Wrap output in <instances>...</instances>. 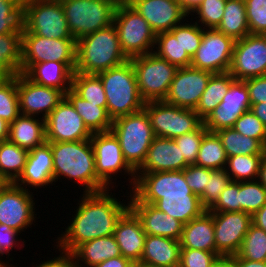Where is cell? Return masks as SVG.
Instances as JSON below:
<instances>
[{"label":"cell","instance_id":"obj_1","mask_svg":"<svg viewBox=\"0 0 266 267\" xmlns=\"http://www.w3.org/2000/svg\"><path fill=\"white\" fill-rule=\"evenodd\" d=\"M113 190L81 193L79 199H76L78 203L74 215L68 219L70 221L66 223L68 225L62 228L65 231L61 230L59 237L53 240L54 244L56 243L52 244L53 251L60 249L72 253L85 242L113 235L118 219L129 208L130 197V192L127 191L117 198L115 190L114 193L110 192ZM120 197H127V201L124 199L121 201Z\"/></svg>","mask_w":266,"mask_h":267},{"label":"cell","instance_id":"obj_2","mask_svg":"<svg viewBox=\"0 0 266 267\" xmlns=\"http://www.w3.org/2000/svg\"><path fill=\"white\" fill-rule=\"evenodd\" d=\"M54 183L62 179L82 186L83 193L108 189L95 171V155L90 139L74 142H51ZM62 177V179H61ZM80 185V186H79Z\"/></svg>","mask_w":266,"mask_h":267},{"label":"cell","instance_id":"obj_3","mask_svg":"<svg viewBox=\"0 0 266 267\" xmlns=\"http://www.w3.org/2000/svg\"><path fill=\"white\" fill-rule=\"evenodd\" d=\"M127 60L120 48L114 24L77 40L75 72L98 74Z\"/></svg>","mask_w":266,"mask_h":267},{"label":"cell","instance_id":"obj_4","mask_svg":"<svg viewBox=\"0 0 266 267\" xmlns=\"http://www.w3.org/2000/svg\"><path fill=\"white\" fill-rule=\"evenodd\" d=\"M107 99V113L112 121L144 108L131 59L97 74Z\"/></svg>","mask_w":266,"mask_h":267},{"label":"cell","instance_id":"obj_5","mask_svg":"<svg viewBox=\"0 0 266 267\" xmlns=\"http://www.w3.org/2000/svg\"><path fill=\"white\" fill-rule=\"evenodd\" d=\"M110 131L118 139L127 163L137 171L155 137L145 109L114 119Z\"/></svg>","mask_w":266,"mask_h":267},{"label":"cell","instance_id":"obj_6","mask_svg":"<svg viewBox=\"0 0 266 267\" xmlns=\"http://www.w3.org/2000/svg\"><path fill=\"white\" fill-rule=\"evenodd\" d=\"M90 141L95 155L97 178L108 189H113L114 187L116 189L119 186L116 184L117 177L120 176L119 178L121 179V176L125 175L124 179L126 180V176L129 177L127 178L129 182L127 180L123 182L129 183L126 185L128 190L130 189L129 191H131L136 183V171L125 160L116 136L111 131L92 133Z\"/></svg>","mask_w":266,"mask_h":267},{"label":"cell","instance_id":"obj_7","mask_svg":"<svg viewBox=\"0 0 266 267\" xmlns=\"http://www.w3.org/2000/svg\"><path fill=\"white\" fill-rule=\"evenodd\" d=\"M113 24L116 27L120 48L128 59L154 51L155 32L127 2H118Z\"/></svg>","mask_w":266,"mask_h":267},{"label":"cell","instance_id":"obj_8","mask_svg":"<svg viewBox=\"0 0 266 267\" xmlns=\"http://www.w3.org/2000/svg\"><path fill=\"white\" fill-rule=\"evenodd\" d=\"M68 29L77 41L113 24L119 0H60Z\"/></svg>","mask_w":266,"mask_h":267},{"label":"cell","instance_id":"obj_9","mask_svg":"<svg viewBox=\"0 0 266 267\" xmlns=\"http://www.w3.org/2000/svg\"><path fill=\"white\" fill-rule=\"evenodd\" d=\"M22 32L49 39H74L60 0H23Z\"/></svg>","mask_w":266,"mask_h":267},{"label":"cell","instance_id":"obj_10","mask_svg":"<svg viewBox=\"0 0 266 267\" xmlns=\"http://www.w3.org/2000/svg\"><path fill=\"white\" fill-rule=\"evenodd\" d=\"M142 100L164 101L178 67L159 58L154 52L131 58Z\"/></svg>","mask_w":266,"mask_h":267},{"label":"cell","instance_id":"obj_11","mask_svg":"<svg viewBox=\"0 0 266 267\" xmlns=\"http://www.w3.org/2000/svg\"><path fill=\"white\" fill-rule=\"evenodd\" d=\"M77 41L49 39L31 32H22L21 73L39 62L65 63L73 72L76 67Z\"/></svg>","mask_w":266,"mask_h":267},{"label":"cell","instance_id":"obj_12","mask_svg":"<svg viewBox=\"0 0 266 267\" xmlns=\"http://www.w3.org/2000/svg\"><path fill=\"white\" fill-rule=\"evenodd\" d=\"M155 136L174 139L196 130L203 120L193 110L168 104L164 101H151L144 104Z\"/></svg>","mask_w":266,"mask_h":267},{"label":"cell","instance_id":"obj_13","mask_svg":"<svg viewBox=\"0 0 266 267\" xmlns=\"http://www.w3.org/2000/svg\"><path fill=\"white\" fill-rule=\"evenodd\" d=\"M33 193L35 192L9 182L0 191V224H5L20 233L27 232L28 228L32 229V224L35 227L34 223L39 218L36 212L37 203L34 202V196L37 194Z\"/></svg>","mask_w":266,"mask_h":267},{"label":"cell","instance_id":"obj_14","mask_svg":"<svg viewBox=\"0 0 266 267\" xmlns=\"http://www.w3.org/2000/svg\"><path fill=\"white\" fill-rule=\"evenodd\" d=\"M195 195L181 171L142 173L130 191L129 202L153 205L162 196Z\"/></svg>","mask_w":266,"mask_h":267},{"label":"cell","instance_id":"obj_15","mask_svg":"<svg viewBox=\"0 0 266 267\" xmlns=\"http://www.w3.org/2000/svg\"><path fill=\"white\" fill-rule=\"evenodd\" d=\"M228 72L239 81L266 75L265 38L260 34H249L235 40Z\"/></svg>","mask_w":266,"mask_h":267},{"label":"cell","instance_id":"obj_16","mask_svg":"<svg viewBox=\"0 0 266 267\" xmlns=\"http://www.w3.org/2000/svg\"><path fill=\"white\" fill-rule=\"evenodd\" d=\"M235 40L217 29H204L199 48L190 66L213 74L228 72Z\"/></svg>","mask_w":266,"mask_h":267},{"label":"cell","instance_id":"obj_17","mask_svg":"<svg viewBox=\"0 0 266 267\" xmlns=\"http://www.w3.org/2000/svg\"><path fill=\"white\" fill-rule=\"evenodd\" d=\"M210 213L213 215L216 253L226 260L239 251L252 224V215L242 211Z\"/></svg>","mask_w":266,"mask_h":267},{"label":"cell","instance_id":"obj_18","mask_svg":"<svg viewBox=\"0 0 266 267\" xmlns=\"http://www.w3.org/2000/svg\"><path fill=\"white\" fill-rule=\"evenodd\" d=\"M46 142L90 139L92 133L70 102L64 98L45 119Z\"/></svg>","mask_w":266,"mask_h":267},{"label":"cell","instance_id":"obj_19","mask_svg":"<svg viewBox=\"0 0 266 267\" xmlns=\"http://www.w3.org/2000/svg\"><path fill=\"white\" fill-rule=\"evenodd\" d=\"M212 75L192 66L178 68L164 102L195 110Z\"/></svg>","mask_w":266,"mask_h":267},{"label":"cell","instance_id":"obj_20","mask_svg":"<svg viewBox=\"0 0 266 267\" xmlns=\"http://www.w3.org/2000/svg\"><path fill=\"white\" fill-rule=\"evenodd\" d=\"M17 94L20 114L42 119L65 98L61 90L35 84L22 73L17 75Z\"/></svg>","mask_w":266,"mask_h":267},{"label":"cell","instance_id":"obj_21","mask_svg":"<svg viewBox=\"0 0 266 267\" xmlns=\"http://www.w3.org/2000/svg\"><path fill=\"white\" fill-rule=\"evenodd\" d=\"M250 108L249 91L245 82L235 80L220 104L203 121L204 126L210 132L233 128L236 120Z\"/></svg>","mask_w":266,"mask_h":267},{"label":"cell","instance_id":"obj_22","mask_svg":"<svg viewBox=\"0 0 266 267\" xmlns=\"http://www.w3.org/2000/svg\"><path fill=\"white\" fill-rule=\"evenodd\" d=\"M127 3L148 22L155 34L171 31L189 17L177 0H129Z\"/></svg>","mask_w":266,"mask_h":267},{"label":"cell","instance_id":"obj_23","mask_svg":"<svg viewBox=\"0 0 266 267\" xmlns=\"http://www.w3.org/2000/svg\"><path fill=\"white\" fill-rule=\"evenodd\" d=\"M14 183L26 190L36 191V194L37 189L43 187L45 190L48 186L50 188L56 184L53 175L51 142H45L29 151L24 170Z\"/></svg>","mask_w":266,"mask_h":267},{"label":"cell","instance_id":"obj_24","mask_svg":"<svg viewBox=\"0 0 266 267\" xmlns=\"http://www.w3.org/2000/svg\"><path fill=\"white\" fill-rule=\"evenodd\" d=\"M188 165L174 139L155 136L136 179L142 173L181 171Z\"/></svg>","mask_w":266,"mask_h":267},{"label":"cell","instance_id":"obj_25","mask_svg":"<svg viewBox=\"0 0 266 267\" xmlns=\"http://www.w3.org/2000/svg\"><path fill=\"white\" fill-rule=\"evenodd\" d=\"M129 208L139 218L146 235L180 240L183 223L145 202H129Z\"/></svg>","mask_w":266,"mask_h":267},{"label":"cell","instance_id":"obj_26","mask_svg":"<svg viewBox=\"0 0 266 267\" xmlns=\"http://www.w3.org/2000/svg\"><path fill=\"white\" fill-rule=\"evenodd\" d=\"M113 236L123 257L133 263L140 262L146 233L139 218L130 208L118 219Z\"/></svg>","mask_w":266,"mask_h":267},{"label":"cell","instance_id":"obj_27","mask_svg":"<svg viewBox=\"0 0 266 267\" xmlns=\"http://www.w3.org/2000/svg\"><path fill=\"white\" fill-rule=\"evenodd\" d=\"M180 247L216 253L213 215L206 210L202 215L183 225Z\"/></svg>","mask_w":266,"mask_h":267},{"label":"cell","instance_id":"obj_28","mask_svg":"<svg viewBox=\"0 0 266 267\" xmlns=\"http://www.w3.org/2000/svg\"><path fill=\"white\" fill-rule=\"evenodd\" d=\"M75 267H96L101 262L121 256L113 235L92 239L71 253Z\"/></svg>","mask_w":266,"mask_h":267},{"label":"cell","instance_id":"obj_29","mask_svg":"<svg viewBox=\"0 0 266 267\" xmlns=\"http://www.w3.org/2000/svg\"><path fill=\"white\" fill-rule=\"evenodd\" d=\"M180 253L178 240L146 235L140 262L160 267H179Z\"/></svg>","mask_w":266,"mask_h":267},{"label":"cell","instance_id":"obj_30","mask_svg":"<svg viewBox=\"0 0 266 267\" xmlns=\"http://www.w3.org/2000/svg\"><path fill=\"white\" fill-rule=\"evenodd\" d=\"M8 140L28 151L46 142L45 119L19 115L9 124Z\"/></svg>","mask_w":266,"mask_h":267},{"label":"cell","instance_id":"obj_31","mask_svg":"<svg viewBox=\"0 0 266 267\" xmlns=\"http://www.w3.org/2000/svg\"><path fill=\"white\" fill-rule=\"evenodd\" d=\"M74 72L60 62L33 64L24 75L35 84L61 90L64 94L71 89Z\"/></svg>","mask_w":266,"mask_h":267},{"label":"cell","instance_id":"obj_32","mask_svg":"<svg viewBox=\"0 0 266 267\" xmlns=\"http://www.w3.org/2000/svg\"><path fill=\"white\" fill-rule=\"evenodd\" d=\"M153 206L183 224H187L206 211L197 195L162 196Z\"/></svg>","mask_w":266,"mask_h":267},{"label":"cell","instance_id":"obj_33","mask_svg":"<svg viewBox=\"0 0 266 267\" xmlns=\"http://www.w3.org/2000/svg\"><path fill=\"white\" fill-rule=\"evenodd\" d=\"M65 98L82 117L85 126L91 133L110 131L113 121L104 107H99L96 106V104L89 103L78 96L72 89H69L65 93Z\"/></svg>","mask_w":266,"mask_h":267},{"label":"cell","instance_id":"obj_34","mask_svg":"<svg viewBox=\"0 0 266 267\" xmlns=\"http://www.w3.org/2000/svg\"><path fill=\"white\" fill-rule=\"evenodd\" d=\"M234 81L235 79L229 72L213 74L210 77L199 104L194 110L203 121L220 104Z\"/></svg>","mask_w":266,"mask_h":267},{"label":"cell","instance_id":"obj_35","mask_svg":"<svg viewBox=\"0 0 266 267\" xmlns=\"http://www.w3.org/2000/svg\"><path fill=\"white\" fill-rule=\"evenodd\" d=\"M217 30L234 40L250 34L245 0H226L223 18Z\"/></svg>","mask_w":266,"mask_h":267},{"label":"cell","instance_id":"obj_36","mask_svg":"<svg viewBox=\"0 0 266 267\" xmlns=\"http://www.w3.org/2000/svg\"><path fill=\"white\" fill-rule=\"evenodd\" d=\"M22 26L15 33L0 35V75L21 74Z\"/></svg>","mask_w":266,"mask_h":267},{"label":"cell","instance_id":"obj_37","mask_svg":"<svg viewBox=\"0 0 266 267\" xmlns=\"http://www.w3.org/2000/svg\"><path fill=\"white\" fill-rule=\"evenodd\" d=\"M216 133L228 157L266 153V147L259 140L244 136L234 128L221 129Z\"/></svg>","mask_w":266,"mask_h":267},{"label":"cell","instance_id":"obj_38","mask_svg":"<svg viewBox=\"0 0 266 267\" xmlns=\"http://www.w3.org/2000/svg\"><path fill=\"white\" fill-rule=\"evenodd\" d=\"M29 151L5 140L0 142V173L9 181L15 182L22 174Z\"/></svg>","mask_w":266,"mask_h":267},{"label":"cell","instance_id":"obj_39","mask_svg":"<svg viewBox=\"0 0 266 267\" xmlns=\"http://www.w3.org/2000/svg\"><path fill=\"white\" fill-rule=\"evenodd\" d=\"M227 158L217 133L207 131L203 136L195 164L213 170L223 169L226 167Z\"/></svg>","mask_w":266,"mask_h":267},{"label":"cell","instance_id":"obj_40","mask_svg":"<svg viewBox=\"0 0 266 267\" xmlns=\"http://www.w3.org/2000/svg\"><path fill=\"white\" fill-rule=\"evenodd\" d=\"M71 89L82 99L107 110L105 90L97 74L74 72Z\"/></svg>","mask_w":266,"mask_h":267},{"label":"cell","instance_id":"obj_41","mask_svg":"<svg viewBox=\"0 0 266 267\" xmlns=\"http://www.w3.org/2000/svg\"><path fill=\"white\" fill-rule=\"evenodd\" d=\"M153 52L178 68L188 67L191 64V58L183 52L180 45V35H173L170 31L156 34Z\"/></svg>","mask_w":266,"mask_h":267},{"label":"cell","instance_id":"obj_42","mask_svg":"<svg viewBox=\"0 0 266 267\" xmlns=\"http://www.w3.org/2000/svg\"><path fill=\"white\" fill-rule=\"evenodd\" d=\"M263 156L264 154L230 156L227 158L226 172L235 182L257 180Z\"/></svg>","mask_w":266,"mask_h":267},{"label":"cell","instance_id":"obj_43","mask_svg":"<svg viewBox=\"0 0 266 267\" xmlns=\"http://www.w3.org/2000/svg\"><path fill=\"white\" fill-rule=\"evenodd\" d=\"M19 115L17 76L0 75V118L11 124Z\"/></svg>","mask_w":266,"mask_h":267},{"label":"cell","instance_id":"obj_44","mask_svg":"<svg viewBox=\"0 0 266 267\" xmlns=\"http://www.w3.org/2000/svg\"><path fill=\"white\" fill-rule=\"evenodd\" d=\"M229 258L266 261V232L251 224L244 236L239 251L236 255Z\"/></svg>","mask_w":266,"mask_h":267},{"label":"cell","instance_id":"obj_45","mask_svg":"<svg viewBox=\"0 0 266 267\" xmlns=\"http://www.w3.org/2000/svg\"><path fill=\"white\" fill-rule=\"evenodd\" d=\"M225 5L226 0H202L189 17L196 19L195 22L204 29H217L222 21Z\"/></svg>","mask_w":266,"mask_h":267},{"label":"cell","instance_id":"obj_46","mask_svg":"<svg viewBox=\"0 0 266 267\" xmlns=\"http://www.w3.org/2000/svg\"><path fill=\"white\" fill-rule=\"evenodd\" d=\"M190 19V21H188ZM173 35H180V45L183 52L192 59L200 46L204 28L188 17L182 23L175 26L171 31Z\"/></svg>","mask_w":266,"mask_h":267},{"label":"cell","instance_id":"obj_47","mask_svg":"<svg viewBox=\"0 0 266 267\" xmlns=\"http://www.w3.org/2000/svg\"><path fill=\"white\" fill-rule=\"evenodd\" d=\"M266 203V188L258 181L240 182V212L253 215Z\"/></svg>","mask_w":266,"mask_h":267},{"label":"cell","instance_id":"obj_48","mask_svg":"<svg viewBox=\"0 0 266 267\" xmlns=\"http://www.w3.org/2000/svg\"><path fill=\"white\" fill-rule=\"evenodd\" d=\"M23 0H0V35L15 33L22 26Z\"/></svg>","mask_w":266,"mask_h":267},{"label":"cell","instance_id":"obj_49","mask_svg":"<svg viewBox=\"0 0 266 267\" xmlns=\"http://www.w3.org/2000/svg\"><path fill=\"white\" fill-rule=\"evenodd\" d=\"M231 181L225 168L211 171L204 194L200 197L201 203L206 210H209L217 202L221 192Z\"/></svg>","mask_w":266,"mask_h":267},{"label":"cell","instance_id":"obj_50","mask_svg":"<svg viewBox=\"0 0 266 267\" xmlns=\"http://www.w3.org/2000/svg\"><path fill=\"white\" fill-rule=\"evenodd\" d=\"M207 131L204 123H202L196 130L174 138L181 154L189 165L195 164L203 136Z\"/></svg>","mask_w":266,"mask_h":267},{"label":"cell","instance_id":"obj_51","mask_svg":"<svg viewBox=\"0 0 266 267\" xmlns=\"http://www.w3.org/2000/svg\"><path fill=\"white\" fill-rule=\"evenodd\" d=\"M222 261L214 252L181 248L179 267H217Z\"/></svg>","mask_w":266,"mask_h":267},{"label":"cell","instance_id":"obj_52","mask_svg":"<svg viewBox=\"0 0 266 267\" xmlns=\"http://www.w3.org/2000/svg\"><path fill=\"white\" fill-rule=\"evenodd\" d=\"M233 128L244 136L259 140L266 147V126L251 109L236 120Z\"/></svg>","mask_w":266,"mask_h":267},{"label":"cell","instance_id":"obj_53","mask_svg":"<svg viewBox=\"0 0 266 267\" xmlns=\"http://www.w3.org/2000/svg\"><path fill=\"white\" fill-rule=\"evenodd\" d=\"M250 34L266 32V0H245Z\"/></svg>","mask_w":266,"mask_h":267},{"label":"cell","instance_id":"obj_54","mask_svg":"<svg viewBox=\"0 0 266 267\" xmlns=\"http://www.w3.org/2000/svg\"><path fill=\"white\" fill-rule=\"evenodd\" d=\"M209 212H240V182L231 181Z\"/></svg>","mask_w":266,"mask_h":267},{"label":"cell","instance_id":"obj_55","mask_svg":"<svg viewBox=\"0 0 266 267\" xmlns=\"http://www.w3.org/2000/svg\"><path fill=\"white\" fill-rule=\"evenodd\" d=\"M20 235L22 236V234L20 232H18L17 230H15V229H13V228L5 225V224H0V257L2 259H4L5 255H6V259H7L6 262L7 263H9L11 261H12V263H14L13 262L14 257L11 256L12 257L11 258L10 255H12L13 250H16L15 249L16 247L19 250H21V248L26 246L25 244L27 243L26 242L27 240L22 239Z\"/></svg>","mask_w":266,"mask_h":267},{"label":"cell","instance_id":"obj_56","mask_svg":"<svg viewBox=\"0 0 266 267\" xmlns=\"http://www.w3.org/2000/svg\"><path fill=\"white\" fill-rule=\"evenodd\" d=\"M212 170L196 164L188 165L183 169L186 183L199 198L204 194V189L208 183V176H210Z\"/></svg>","mask_w":266,"mask_h":267},{"label":"cell","instance_id":"obj_57","mask_svg":"<svg viewBox=\"0 0 266 267\" xmlns=\"http://www.w3.org/2000/svg\"><path fill=\"white\" fill-rule=\"evenodd\" d=\"M244 82L249 91L251 105L266 102V75L250 78Z\"/></svg>","mask_w":266,"mask_h":267},{"label":"cell","instance_id":"obj_58","mask_svg":"<svg viewBox=\"0 0 266 267\" xmlns=\"http://www.w3.org/2000/svg\"><path fill=\"white\" fill-rule=\"evenodd\" d=\"M59 252V255L55 257H48L47 260L41 261V263H37L33 265L32 267H75L73 257L71 253H68L66 251H62L58 249L57 253ZM49 258V259H48ZM21 267V266H20ZM30 267V266H27Z\"/></svg>","mask_w":266,"mask_h":267},{"label":"cell","instance_id":"obj_59","mask_svg":"<svg viewBox=\"0 0 266 267\" xmlns=\"http://www.w3.org/2000/svg\"><path fill=\"white\" fill-rule=\"evenodd\" d=\"M133 262L128 259L121 256L107 259L100 264H98L96 267H133Z\"/></svg>","mask_w":266,"mask_h":267},{"label":"cell","instance_id":"obj_60","mask_svg":"<svg viewBox=\"0 0 266 267\" xmlns=\"http://www.w3.org/2000/svg\"><path fill=\"white\" fill-rule=\"evenodd\" d=\"M232 267H266V261H250L242 258H227Z\"/></svg>","mask_w":266,"mask_h":267},{"label":"cell","instance_id":"obj_61","mask_svg":"<svg viewBox=\"0 0 266 267\" xmlns=\"http://www.w3.org/2000/svg\"><path fill=\"white\" fill-rule=\"evenodd\" d=\"M252 224L266 232V203L252 215Z\"/></svg>","mask_w":266,"mask_h":267},{"label":"cell","instance_id":"obj_62","mask_svg":"<svg viewBox=\"0 0 266 267\" xmlns=\"http://www.w3.org/2000/svg\"><path fill=\"white\" fill-rule=\"evenodd\" d=\"M251 111L266 126V102L251 105Z\"/></svg>","mask_w":266,"mask_h":267},{"label":"cell","instance_id":"obj_63","mask_svg":"<svg viewBox=\"0 0 266 267\" xmlns=\"http://www.w3.org/2000/svg\"><path fill=\"white\" fill-rule=\"evenodd\" d=\"M180 3V6L190 14L202 0H177Z\"/></svg>","mask_w":266,"mask_h":267},{"label":"cell","instance_id":"obj_64","mask_svg":"<svg viewBox=\"0 0 266 267\" xmlns=\"http://www.w3.org/2000/svg\"><path fill=\"white\" fill-rule=\"evenodd\" d=\"M257 180L266 188V153L261 160Z\"/></svg>","mask_w":266,"mask_h":267},{"label":"cell","instance_id":"obj_65","mask_svg":"<svg viewBox=\"0 0 266 267\" xmlns=\"http://www.w3.org/2000/svg\"><path fill=\"white\" fill-rule=\"evenodd\" d=\"M9 137V123L0 118V142L8 140Z\"/></svg>","mask_w":266,"mask_h":267},{"label":"cell","instance_id":"obj_66","mask_svg":"<svg viewBox=\"0 0 266 267\" xmlns=\"http://www.w3.org/2000/svg\"><path fill=\"white\" fill-rule=\"evenodd\" d=\"M9 183V181L0 173V191Z\"/></svg>","mask_w":266,"mask_h":267},{"label":"cell","instance_id":"obj_67","mask_svg":"<svg viewBox=\"0 0 266 267\" xmlns=\"http://www.w3.org/2000/svg\"><path fill=\"white\" fill-rule=\"evenodd\" d=\"M133 267H160V266H155V265L142 263V262H136L133 264Z\"/></svg>","mask_w":266,"mask_h":267},{"label":"cell","instance_id":"obj_68","mask_svg":"<svg viewBox=\"0 0 266 267\" xmlns=\"http://www.w3.org/2000/svg\"><path fill=\"white\" fill-rule=\"evenodd\" d=\"M0 267H17V263L14 264H11V263H0ZM20 267V266H18Z\"/></svg>","mask_w":266,"mask_h":267},{"label":"cell","instance_id":"obj_69","mask_svg":"<svg viewBox=\"0 0 266 267\" xmlns=\"http://www.w3.org/2000/svg\"><path fill=\"white\" fill-rule=\"evenodd\" d=\"M217 267H232L227 260H223Z\"/></svg>","mask_w":266,"mask_h":267},{"label":"cell","instance_id":"obj_70","mask_svg":"<svg viewBox=\"0 0 266 267\" xmlns=\"http://www.w3.org/2000/svg\"><path fill=\"white\" fill-rule=\"evenodd\" d=\"M0 263H6V259L4 260L0 257Z\"/></svg>","mask_w":266,"mask_h":267},{"label":"cell","instance_id":"obj_71","mask_svg":"<svg viewBox=\"0 0 266 267\" xmlns=\"http://www.w3.org/2000/svg\"><path fill=\"white\" fill-rule=\"evenodd\" d=\"M261 35L265 38V41H266V32Z\"/></svg>","mask_w":266,"mask_h":267}]
</instances>
